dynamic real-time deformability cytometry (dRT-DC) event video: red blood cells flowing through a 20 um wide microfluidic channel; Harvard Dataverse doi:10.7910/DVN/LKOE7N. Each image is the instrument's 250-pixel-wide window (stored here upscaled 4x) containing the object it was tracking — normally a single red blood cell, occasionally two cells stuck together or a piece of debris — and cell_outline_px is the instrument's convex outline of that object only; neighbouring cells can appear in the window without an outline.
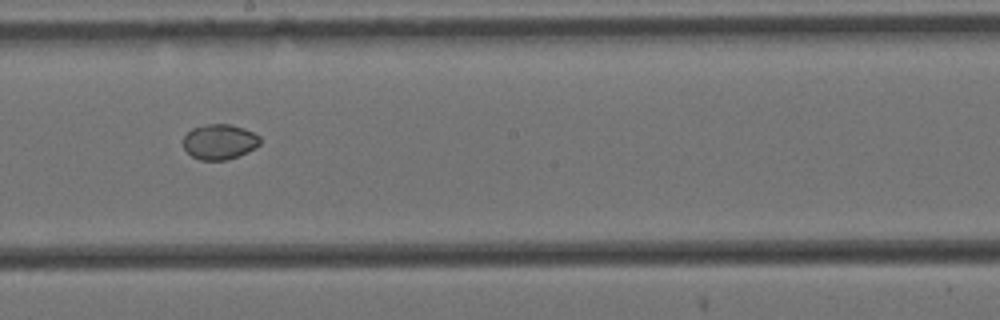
{"species": "Egyptian fruit bat (a non-hibernating species)", "species_latin": "Rousettus aegyptiacus", "temperature_condition": "cold", "stored_images_in_passage": 10, "camera_frame_rate_fps": 3000, "um_per_image_px": 0.085, "animal": {"sex": "female"}, "frame": {"image": 1, "passage_image": 9, "time_ms": 2.667, "image_size_px": [1000, 320], "cell_outline_px": [[260, 144], [256, 148], [228, 160], [200, 160], [192, 156], [184, 148], [184, 136], [192, 128], [204, 124], [228, 124], [244, 128], [260, 136]], "centroid_in_image_um": [18.67, 12.05], "position_along_channel_um": 229.5, "area_um2": 15.78}}
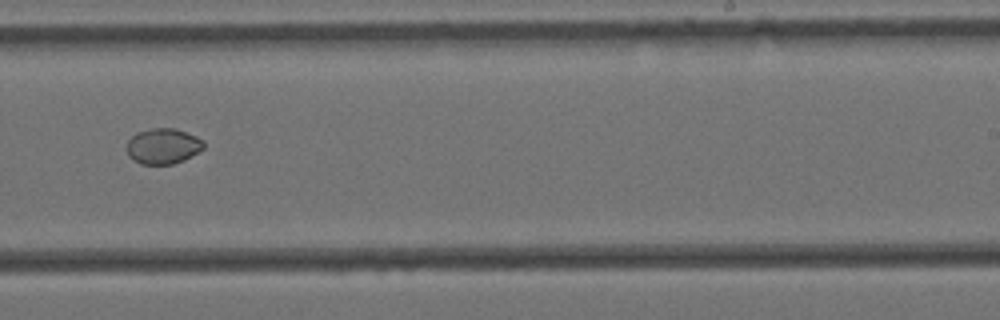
{"frame": {"image": 2, "passage_image": 10, "time_ms": 3.0, "image_size_px": [1000, 320], "cell_outline_px": [[204, 148], [184, 160], [172, 164], [140, 164], [132, 160], [128, 156], [128, 140], [136, 132], [152, 128], [172, 128], [196, 136], [204, 140]], "centroid_in_image_um": [13.85, 12.43], "position_along_channel_um": 275.2, "area_um2": 15.9}}